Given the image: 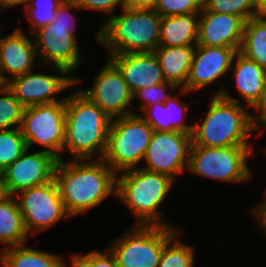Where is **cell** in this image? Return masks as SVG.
<instances>
[{
    "instance_id": "obj_43",
    "label": "cell",
    "mask_w": 266,
    "mask_h": 267,
    "mask_svg": "<svg viewBox=\"0 0 266 267\" xmlns=\"http://www.w3.org/2000/svg\"><path fill=\"white\" fill-rule=\"evenodd\" d=\"M0 29H1V25H0ZM1 34H2V33H1V30H0V42H1V40L4 38V37H2Z\"/></svg>"
},
{
    "instance_id": "obj_13",
    "label": "cell",
    "mask_w": 266,
    "mask_h": 267,
    "mask_svg": "<svg viewBox=\"0 0 266 267\" xmlns=\"http://www.w3.org/2000/svg\"><path fill=\"white\" fill-rule=\"evenodd\" d=\"M51 68L50 71L55 74L33 73L27 72L23 75L12 78L6 83L7 87L13 92L14 96L24 107L34 105L50 104L64 99H58L56 95L62 91L75 87L79 83L84 82L83 78L71 76L66 70L59 67Z\"/></svg>"
},
{
    "instance_id": "obj_24",
    "label": "cell",
    "mask_w": 266,
    "mask_h": 267,
    "mask_svg": "<svg viewBox=\"0 0 266 267\" xmlns=\"http://www.w3.org/2000/svg\"><path fill=\"white\" fill-rule=\"evenodd\" d=\"M28 237L17 200L10 196L0 204V251L27 244Z\"/></svg>"
},
{
    "instance_id": "obj_33",
    "label": "cell",
    "mask_w": 266,
    "mask_h": 267,
    "mask_svg": "<svg viewBox=\"0 0 266 267\" xmlns=\"http://www.w3.org/2000/svg\"><path fill=\"white\" fill-rule=\"evenodd\" d=\"M203 0H158L155 11L161 16L199 14Z\"/></svg>"
},
{
    "instance_id": "obj_37",
    "label": "cell",
    "mask_w": 266,
    "mask_h": 267,
    "mask_svg": "<svg viewBox=\"0 0 266 267\" xmlns=\"http://www.w3.org/2000/svg\"><path fill=\"white\" fill-rule=\"evenodd\" d=\"M253 119L254 125L257 133L262 134L266 131V91L263 97L262 102L258 105V107L254 110ZM256 113L258 115H256Z\"/></svg>"
},
{
    "instance_id": "obj_9",
    "label": "cell",
    "mask_w": 266,
    "mask_h": 267,
    "mask_svg": "<svg viewBox=\"0 0 266 267\" xmlns=\"http://www.w3.org/2000/svg\"><path fill=\"white\" fill-rule=\"evenodd\" d=\"M177 227L133 225L107 247L118 267H158L164 245L180 230Z\"/></svg>"
},
{
    "instance_id": "obj_22",
    "label": "cell",
    "mask_w": 266,
    "mask_h": 267,
    "mask_svg": "<svg viewBox=\"0 0 266 267\" xmlns=\"http://www.w3.org/2000/svg\"><path fill=\"white\" fill-rule=\"evenodd\" d=\"M199 14L163 16L159 47L196 46Z\"/></svg>"
},
{
    "instance_id": "obj_40",
    "label": "cell",
    "mask_w": 266,
    "mask_h": 267,
    "mask_svg": "<svg viewBox=\"0 0 266 267\" xmlns=\"http://www.w3.org/2000/svg\"><path fill=\"white\" fill-rule=\"evenodd\" d=\"M30 0H0V10L2 9H10L17 6H23L24 8L29 4Z\"/></svg>"
},
{
    "instance_id": "obj_18",
    "label": "cell",
    "mask_w": 266,
    "mask_h": 267,
    "mask_svg": "<svg viewBox=\"0 0 266 267\" xmlns=\"http://www.w3.org/2000/svg\"><path fill=\"white\" fill-rule=\"evenodd\" d=\"M245 21L238 16L208 12L199 13L197 45L235 48L239 51Z\"/></svg>"
},
{
    "instance_id": "obj_11",
    "label": "cell",
    "mask_w": 266,
    "mask_h": 267,
    "mask_svg": "<svg viewBox=\"0 0 266 267\" xmlns=\"http://www.w3.org/2000/svg\"><path fill=\"white\" fill-rule=\"evenodd\" d=\"M25 230L32 237L50 229L60 220L71 219L60 197L55 179L15 195Z\"/></svg>"
},
{
    "instance_id": "obj_32",
    "label": "cell",
    "mask_w": 266,
    "mask_h": 267,
    "mask_svg": "<svg viewBox=\"0 0 266 267\" xmlns=\"http://www.w3.org/2000/svg\"><path fill=\"white\" fill-rule=\"evenodd\" d=\"M178 88L171 82L144 87L133 94V101L138 100L137 109L141 112L144 108L156 103H164Z\"/></svg>"
},
{
    "instance_id": "obj_29",
    "label": "cell",
    "mask_w": 266,
    "mask_h": 267,
    "mask_svg": "<svg viewBox=\"0 0 266 267\" xmlns=\"http://www.w3.org/2000/svg\"><path fill=\"white\" fill-rule=\"evenodd\" d=\"M20 128L0 130V173L27 149Z\"/></svg>"
},
{
    "instance_id": "obj_12",
    "label": "cell",
    "mask_w": 266,
    "mask_h": 267,
    "mask_svg": "<svg viewBox=\"0 0 266 267\" xmlns=\"http://www.w3.org/2000/svg\"><path fill=\"white\" fill-rule=\"evenodd\" d=\"M191 145L192 134L154 131L140 167L176 182L178 175L187 172Z\"/></svg>"
},
{
    "instance_id": "obj_10",
    "label": "cell",
    "mask_w": 266,
    "mask_h": 267,
    "mask_svg": "<svg viewBox=\"0 0 266 267\" xmlns=\"http://www.w3.org/2000/svg\"><path fill=\"white\" fill-rule=\"evenodd\" d=\"M63 101L25 107L20 130L30 149L40 145L42 151L61 160L65 141L66 97Z\"/></svg>"
},
{
    "instance_id": "obj_25",
    "label": "cell",
    "mask_w": 266,
    "mask_h": 267,
    "mask_svg": "<svg viewBox=\"0 0 266 267\" xmlns=\"http://www.w3.org/2000/svg\"><path fill=\"white\" fill-rule=\"evenodd\" d=\"M61 254L41 251L27 244L0 251V265L3 267H61Z\"/></svg>"
},
{
    "instance_id": "obj_19",
    "label": "cell",
    "mask_w": 266,
    "mask_h": 267,
    "mask_svg": "<svg viewBox=\"0 0 266 267\" xmlns=\"http://www.w3.org/2000/svg\"><path fill=\"white\" fill-rule=\"evenodd\" d=\"M107 57L119 69L132 94L141 88L166 82L154 52L112 54Z\"/></svg>"
},
{
    "instance_id": "obj_20",
    "label": "cell",
    "mask_w": 266,
    "mask_h": 267,
    "mask_svg": "<svg viewBox=\"0 0 266 267\" xmlns=\"http://www.w3.org/2000/svg\"><path fill=\"white\" fill-rule=\"evenodd\" d=\"M177 94V95H176ZM178 94H190L184 88L176 90L175 95L171 94L164 103H156L144 108L141 113H138L154 131L165 132H182L185 134L193 133V125L187 124V111L189 105L181 101ZM143 113V114H142Z\"/></svg>"
},
{
    "instance_id": "obj_41",
    "label": "cell",
    "mask_w": 266,
    "mask_h": 267,
    "mask_svg": "<svg viewBox=\"0 0 266 267\" xmlns=\"http://www.w3.org/2000/svg\"><path fill=\"white\" fill-rule=\"evenodd\" d=\"M256 16H266V0H254Z\"/></svg>"
},
{
    "instance_id": "obj_23",
    "label": "cell",
    "mask_w": 266,
    "mask_h": 267,
    "mask_svg": "<svg viewBox=\"0 0 266 267\" xmlns=\"http://www.w3.org/2000/svg\"><path fill=\"white\" fill-rule=\"evenodd\" d=\"M196 46L158 47L154 50L163 76L178 89L186 85Z\"/></svg>"
},
{
    "instance_id": "obj_7",
    "label": "cell",
    "mask_w": 266,
    "mask_h": 267,
    "mask_svg": "<svg viewBox=\"0 0 266 267\" xmlns=\"http://www.w3.org/2000/svg\"><path fill=\"white\" fill-rule=\"evenodd\" d=\"M254 146L206 147L191 145L187 171L196 176L224 183L252 180L248 162L255 157Z\"/></svg>"
},
{
    "instance_id": "obj_8",
    "label": "cell",
    "mask_w": 266,
    "mask_h": 267,
    "mask_svg": "<svg viewBox=\"0 0 266 267\" xmlns=\"http://www.w3.org/2000/svg\"><path fill=\"white\" fill-rule=\"evenodd\" d=\"M153 132V128L136 113L112 119L102 159L116 174L139 168Z\"/></svg>"
},
{
    "instance_id": "obj_26",
    "label": "cell",
    "mask_w": 266,
    "mask_h": 267,
    "mask_svg": "<svg viewBox=\"0 0 266 267\" xmlns=\"http://www.w3.org/2000/svg\"><path fill=\"white\" fill-rule=\"evenodd\" d=\"M239 52L266 70L265 16H254L245 22Z\"/></svg>"
},
{
    "instance_id": "obj_21",
    "label": "cell",
    "mask_w": 266,
    "mask_h": 267,
    "mask_svg": "<svg viewBox=\"0 0 266 267\" xmlns=\"http://www.w3.org/2000/svg\"><path fill=\"white\" fill-rule=\"evenodd\" d=\"M229 72L234 78L237 94L245 101L244 105L254 111L266 91V70L238 51Z\"/></svg>"
},
{
    "instance_id": "obj_1",
    "label": "cell",
    "mask_w": 266,
    "mask_h": 267,
    "mask_svg": "<svg viewBox=\"0 0 266 267\" xmlns=\"http://www.w3.org/2000/svg\"><path fill=\"white\" fill-rule=\"evenodd\" d=\"M54 179L72 218L116 197L117 174L103 159L58 160Z\"/></svg>"
},
{
    "instance_id": "obj_34",
    "label": "cell",
    "mask_w": 266,
    "mask_h": 267,
    "mask_svg": "<svg viewBox=\"0 0 266 267\" xmlns=\"http://www.w3.org/2000/svg\"><path fill=\"white\" fill-rule=\"evenodd\" d=\"M82 10L102 12L106 14L104 22L113 16L115 9L124 8V0H73Z\"/></svg>"
},
{
    "instance_id": "obj_2",
    "label": "cell",
    "mask_w": 266,
    "mask_h": 267,
    "mask_svg": "<svg viewBox=\"0 0 266 267\" xmlns=\"http://www.w3.org/2000/svg\"><path fill=\"white\" fill-rule=\"evenodd\" d=\"M213 93L205 115L193 124L192 145L254 146L250 137L257 131L249 107L234 98L224 84Z\"/></svg>"
},
{
    "instance_id": "obj_36",
    "label": "cell",
    "mask_w": 266,
    "mask_h": 267,
    "mask_svg": "<svg viewBox=\"0 0 266 267\" xmlns=\"http://www.w3.org/2000/svg\"><path fill=\"white\" fill-rule=\"evenodd\" d=\"M249 212L255 219L254 221L256 222V224L254 225L258 227V230H260V232H264L263 234L266 236V196L265 200H262L259 202V204H256V206L254 205L253 207H251Z\"/></svg>"
},
{
    "instance_id": "obj_3",
    "label": "cell",
    "mask_w": 266,
    "mask_h": 267,
    "mask_svg": "<svg viewBox=\"0 0 266 267\" xmlns=\"http://www.w3.org/2000/svg\"><path fill=\"white\" fill-rule=\"evenodd\" d=\"M64 151L71 160L102 159L108 141L111 118L79 89L66 96ZM96 155V156H95Z\"/></svg>"
},
{
    "instance_id": "obj_5",
    "label": "cell",
    "mask_w": 266,
    "mask_h": 267,
    "mask_svg": "<svg viewBox=\"0 0 266 267\" xmlns=\"http://www.w3.org/2000/svg\"><path fill=\"white\" fill-rule=\"evenodd\" d=\"M102 22L96 42L107 55L154 52L159 47L161 16L154 9H120Z\"/></svg>"
},
{
    "instance_id": "obj_42",
    "label": "cell",
    "mask_w": 266,
    "mask_h": 267,
    "mask_svg": "<svg viewBox=\"0 0 266 267\" xmlns=\"http://www.w3.org/2000/svg\"><path fill=\"white\" fill-rule=\"evenodd\" d=\"M10 197L7 187L4 185L1 173H0V204Z\"/></svg>"
},
{
    "instance_id": "obj_35",
    "label": "cell",
    "mask_w": 266,
    "mask_h": 267,
    "mask_svg": "<svg viewBox=\"0 0 266 267\" xmlns=\"http://www.w3.org/2000/svg\"><path fill=\"white\" fill-rule=\"evenodd\" d=\"M90 263L91 267H118L114 255L107 247L103 251L91 250Z\"/></svg>"
},
{
    "instance_id": "obj_17",
    "label": "cell",
    "mask_w": 266,
    "mask_h": 267,
    "mask_svg": "<svg viewBox=\"0 0 266 267\" xmlns=\"http://www.w3.org/2000/svg\"><path fill=\"white\" fill-rule=\"evenodd\" d=\"M237 52L235 48L196 45L189 76L183 88L193 93L219 81L221 77L226 78Z\"/></svg>"
},
{
    "instance_id": "obj_28",
    "label": "cell",
    "mask_w": 266,
    "mask_h": 267,
    "mask_svg": "<svg viewBox=\"0 0 266 267\" xmlns=\"http://www.w3.org/2000/svg\"><path fill=\"white\" fill-rule=\"evenodd\" d=\"M64 0H30L29 4L22 10L30 23L27 33L33 35L37 30L50 24L58 7Z\"/></svg>"
},
{
    "instance_id": "obj_38",
    "label": "cell",
    "mask_w": 266,
    "mask_h": 267,
    "mask_svg": "<svg viewBox=\"0 0 266 267\" xmlns=\"http://www.w3.org/2000/svg\"><path fill=\"white\" fill-rule=\"evenodd\" d=\"M71 259V267H91L90 263V251L86 254H72L69 256ZM65 256L62 257L61 267H66L68 260H66Z\"/></svg>"
},
{
    "instance_id": "obj_30",
    "label": "cell",
    "mask_w": 266,
    "mask_h": 267,
    "mask_svg": "<svg viewBox=\"0 0 266 267\" xmlns=\"http://www.w3.org/2000/svg\"><path fill=\"white\" fill-rule=\"evenodd\" d=\"M24 106L6 84H0V130L20 128Z\"/></svg>"
},
{
    "instance_id": "obj_4",
    "label": "cell",
    "mask_w": 266,
    "mask_h": 267,
    "mask_svg": "<svg viewBox=\"0 0 266 267\" xmlns=\"http://www.w3.org/2000/svg\"><path fill=\"white\" fill-rule=\"evenodd\" d=\"M174 183L167 175L141 167L126 170L117 174L116 199L135 217V225L176 227L163 217V209H160Z\"/></svg>"
},
{
    "instance_id": "obj_39",
    "label": "cell",
    "mask_w": 266,
    "mask_h": 267,
    "mask_svg": "<svg viewBox=\"0 0 266 267\" xmlns=\"http://www.w3.org/2000/svg\"><path fill=\"white\" fill-rule=\"evenodd\" d=\"M158 0H124L127 9H155Z\"/></svg>"
},
{
    "instance_id": "obj_27",
    "label": "cell",
    "mask_w": 266,
    "mask_h": 267,
    "mask_svg": "<svg viewBox=\"0 0 266 267\" xmlns=\"http://www.w3.org/2000/svg\"><path fill=\"white\" fill-rule=\"evenodd\" d=\"M181 229L164 245L158 267H194L195 247L190 246L179 237ZM182 231V232H181Z\"/></svg>"
},
{
    "instance_id": "obj_16",
    "label": "cell",
    "mask_w": 266,
    "mask_h": 267,
    "mask_svg": "<svg viewBox=\"0 0 266 267\" xmlns=\"http://www.w3.org/2000/svg\"><path fill=\"white\" fill-rule=\"evenodd\" d=\"M39 64L33 35L27 33L21 24L1 40L0 84L34 70L35 66L41 68Z\"/></svg>"
},
{
    "instance_id": "obj_14",
    "label": "cell",
    "mask_w": 266,
    "mask_h": 267,
    "mask_svg": "<svg viewBox=\"0 0 266 267\" xmlns=\"http://www.w3.org/2000/svg\"><path fill=\"white\" fill-rule=\"evenodd\" d=\"M106 60L100 67V72L93 76L92 87L86 90L79 89V91L111 119L133 113L138 114L139 111L130 108L133 94L121 72L108 58Z\"/></svg>"
},
{
    "instance_id": "obj_31",
    "label": "cell",
    "mask_w": 266,
    "mask_h": 267,
    "mask_svg": "<svg viewBox=\"0 0 266 267\" xmlns=\"http://www.w3.org/2000/svg\"><path fill=\"white\" fill-rule=\"evenodd\" d=\"M208 12L241 17L245 22L256 16L254 0H203Z\"/></svg>"
},
{
    "instance_id": "obj_6",
    "label": "cell",
    "mask_w": 266,
    "mask_h": 267,
    "mask_svg": "<svg viewBox=\"0 0 266 267\" xmlns=\"http://www.w3.org/2000/svg\"><path fill=\"white\" fill-rule=\"evenodd\" d=\"M70 10H81L73 0H64L54 20L33 34L35 48L42 67L54 66L73 76L81 67L82 57L75 34L76 18ZM46 65V66H45ZM80 66V67H79Z\"/></svg>"
},
{
    "instance_id": "obj_15",
    "label": "cell",
    "mask_w": 266,
    "mask_h": 267,
    "mask_svg": "<svg viewBox=\"0 0 266 267\" xmlns=\"http://www.w3.org/2000/svg\"><path fill=\"white\" fill-rule=\"evenodd\" d=\"M29 151L30 149L27 148L18 159L1 172L10 196L54 179L58 158L42 150L33 153Z\"/></svg>"
}]
</instances>
